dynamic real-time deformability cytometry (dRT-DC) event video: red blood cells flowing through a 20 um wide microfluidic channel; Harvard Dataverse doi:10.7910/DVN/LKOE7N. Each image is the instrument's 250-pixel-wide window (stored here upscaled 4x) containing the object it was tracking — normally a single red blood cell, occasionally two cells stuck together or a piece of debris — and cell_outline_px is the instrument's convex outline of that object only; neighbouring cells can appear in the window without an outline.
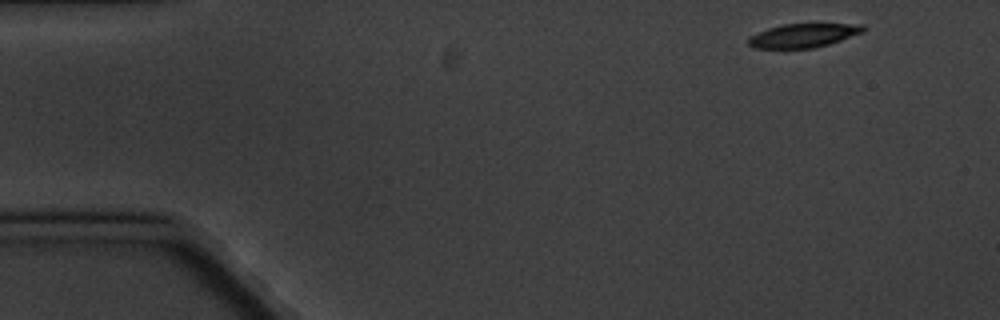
{"species": "common noctule bat (a hibernating species)", "species_latin": "Nyctalus noctula", "temperature_condition": "cold", "stored_images_in_passage": 8, "camera_frame_rate_fps": 3000, "um_per_image_px": 0.085, "animal": {"sex": "male", "body_mass_g": 20.1, "forearm_length_mm": 53.5}, "frame": {"image": 1, "passage_image": 1, "time_ms": 0.0, "image_size_px": [1000, 320], "cell_outline_px": [[864, 32], [816, 48], [752, 48], [748, 44], [748, 36], [768, 28], [784, 24], [864, 24]], "centroid_in_image_um": [68.25, 3.02], "position_along_channel_um": 16.7, "area_um2": 15.9}}
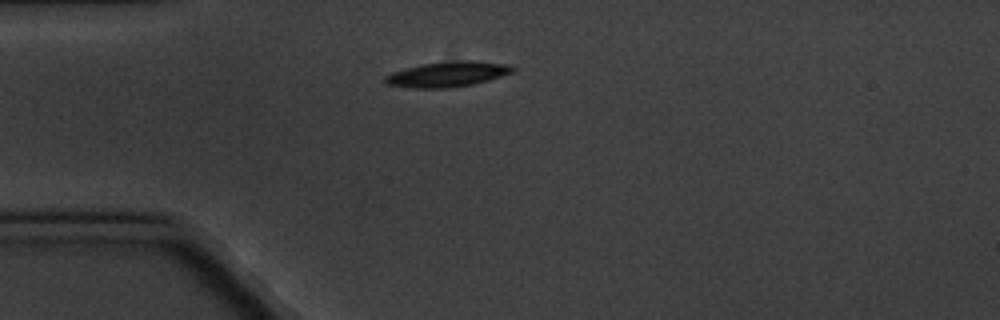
{"frame": {"image": 2, "passage_image": 3, "time_ms": 3.333, "image_size_px": [1000, 320], "cell_outline_px": [[516, 68], [512, 72], [488, 80], [472, 84], [448, 88], [416, 88], [388, 84], [384, 80], [384, 76], [392, 72], [424, 64], [460, 60], [476, 60], [512, 64]], "centroid_in_image_um": [38.11, 6.29], "position_along_channel_um": 46.9, "area_um2": 18.61}}